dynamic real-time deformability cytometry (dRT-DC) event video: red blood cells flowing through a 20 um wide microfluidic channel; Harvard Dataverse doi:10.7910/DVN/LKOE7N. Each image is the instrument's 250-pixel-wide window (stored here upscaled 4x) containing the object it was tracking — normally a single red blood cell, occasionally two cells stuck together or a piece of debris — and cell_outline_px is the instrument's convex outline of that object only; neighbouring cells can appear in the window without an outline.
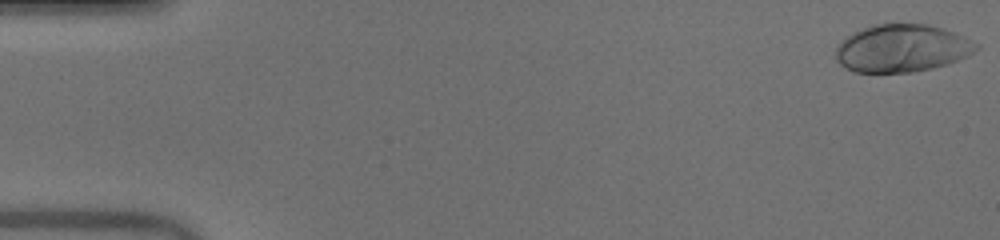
{"species": "human", "species_latin": "Homo sapiens", "temperature_condition": "warm", "stored_images_in_passage": 51, "camera_frame_rate_fps": 3000, "um_per_image_px": 0.085, "donor": {"sex": "male"}, "frame": {"image": 1, "passage_image": 1, "time_ms": 0.0, "image_size_px": [1000, 240], "cell_outline_px": [[980, 48], [968, 56], [948, 64], [932, 68], [912, 72], [856, 72], [840, 64], [836, 60], [836, 48], [848, 36], [872, 24], [928, 24], [944, 28], [956, 32], [980, 44]], "centroid_in_image_um": [76.74, 4.1], "position_along_channel_um": 8.3, "area_um2": 38.96}}
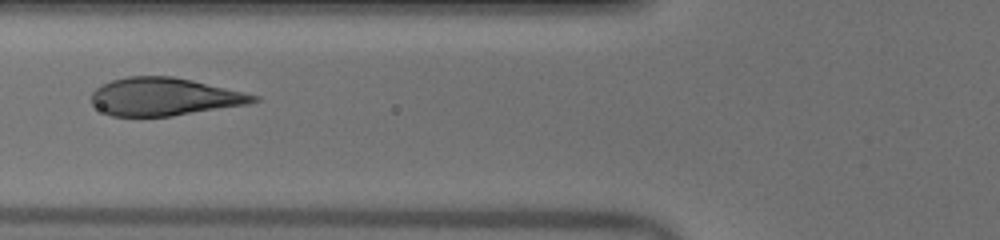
{"frame": {"image": 2, "passage_image": 20, "time_ms": 6.333, "image_size_px": [1000, 240], "cell_outline_px": [[260, 100], [248, 104], [172, 116], [112, 116], [104, 112], [92, 104], [92, 92], [96, 88], [112, 80], [128, 76], [172, 76], [192, 80], [260, 96]], "centroid_in_image_um": [13.97, 8.22], "position_along_channel_um": 111.8, "area_um2": 35.49}}
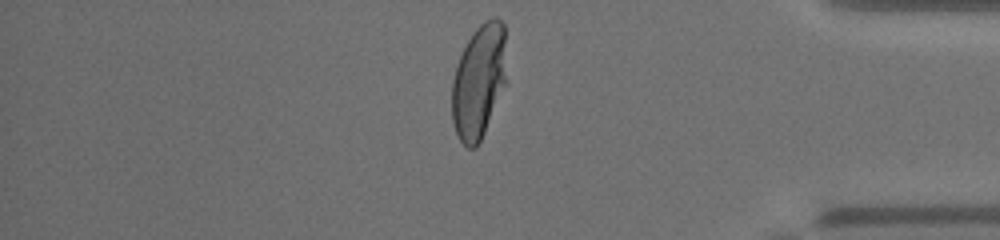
{"frame": {"image": 3, "passage_image": 43, "time_ms": 14.0, "image_size_px": [1000, 240], "cell_outline_px": [[508, 84], [476, 148], [468, 148], [460, 140], [456, 132], [452, 120], [452, 80], [456, 64], [472, 32], [484, 20], [492, 16], [496, 16], [504, 24], [508, 80]], "centroid_in_image_um": [40.75, 6.88], "position_along_channel_um": 394.5, "area_um2": 37.22}, "authors_computed_cell_mechanics": {"area_um2": 37.2232, "velocity_mm_per_s": 4.0273, "shape_relaxation_time_tau1_ms": 3.1174, "shape_relaxation_time_tau2_ms": null, "deformation_change_tau1": 0.2245, "deformation_change_tau2": null}}